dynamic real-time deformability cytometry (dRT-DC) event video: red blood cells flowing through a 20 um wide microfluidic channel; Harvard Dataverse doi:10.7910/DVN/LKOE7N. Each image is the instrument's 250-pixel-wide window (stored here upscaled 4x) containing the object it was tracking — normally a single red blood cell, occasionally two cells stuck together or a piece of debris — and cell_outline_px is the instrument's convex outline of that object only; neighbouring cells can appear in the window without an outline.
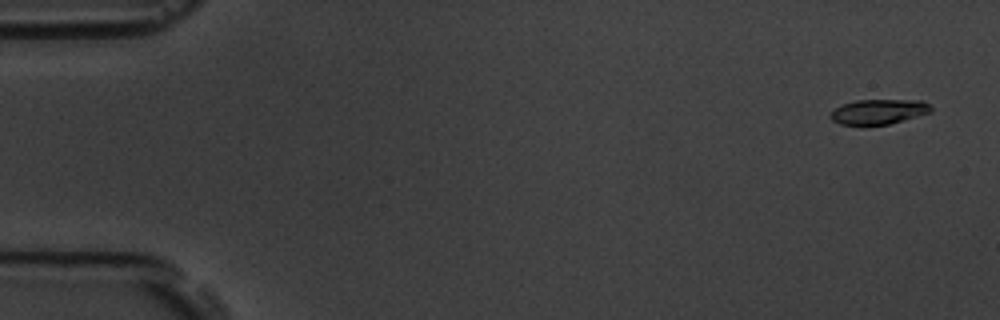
{"species": "common noctule bat (a hibernating species)", "species_latin": "Nyctalus noctula", "temperature_condition": "room temperature", "stored_images_in_passage": 5, "camera_frame_rate_fps": 3000, "um_per_image_px": 0.085, "animal": {"sex": "male", "body_mass_g": 19.5, "forearm_length_mm": 54.6}, "frame": {"image": 1, "passage_image": 1, "time_ms": 0.0, "image_size_px": [1000, 320], "cell_outline_px": [[932, 112], [904, 120], [888, 124], [840, 124], [832, 120], [828, 116], [836, 108], [844, 104], [856, 100], [924, 100], [932, 108]], "centroid_in_image_um": [74.72, 9.48], "position_along_channel_um": 10.3, "area_um2": 14.45}}
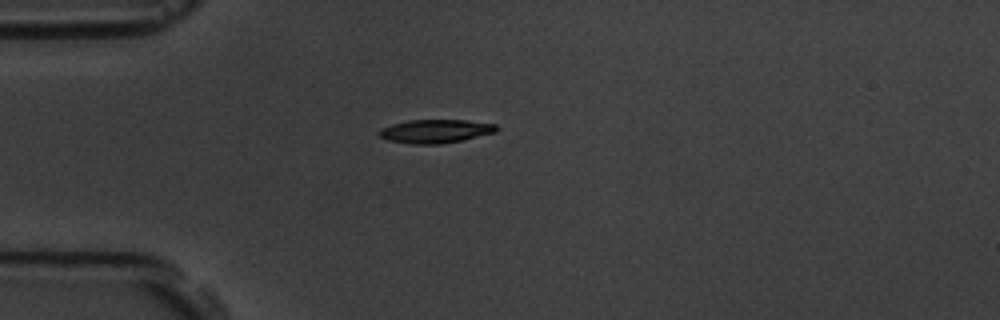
{"frame": {"image": 2, "passage_image": 5, "time_ms": 4.333, "image_size_px": [1000, 320], "cell_outline_px": [[496, 132], [464, 140], [440, 144], [412, 144], [388, 140], [380, 136], [376, 132], [380, 128], [392, 124], [408, 120], [464, 120], [496, 124]], "centroid_in_image_um": [36.98, 11.15], "position_along_channel_um": 48.0, "area_um2": 16.13}}